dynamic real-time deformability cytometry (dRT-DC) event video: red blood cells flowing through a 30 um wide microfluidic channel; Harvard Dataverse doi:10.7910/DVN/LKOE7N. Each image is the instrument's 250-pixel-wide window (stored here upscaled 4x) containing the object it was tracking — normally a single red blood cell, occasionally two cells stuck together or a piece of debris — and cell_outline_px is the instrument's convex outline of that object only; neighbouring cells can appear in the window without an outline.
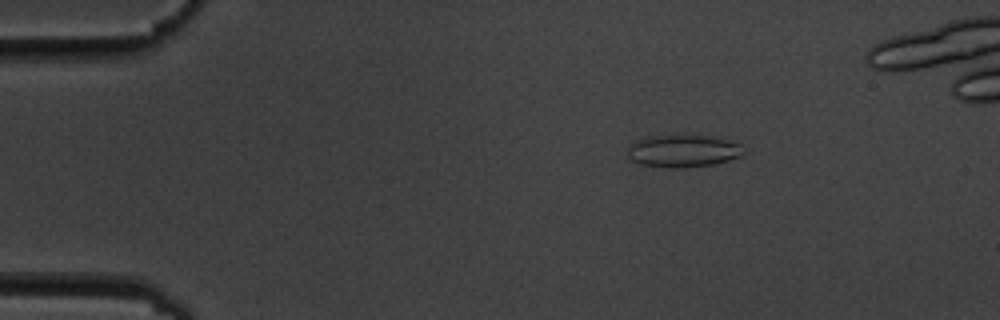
{"species": "common noctule bat (a hibernating species)", "species_latin": "Nyctalus noctula", "temperature_condition": "cold", "stored_images_in_passage": 3, "camera_frame_rate_fps": 3000, "um_per_image_px": 0.085, "animal": {"sex": "male", "body_mass_g": 19.5, "forearm_length_mm": 54.6}, "frame": {"image": 1, "passage_image": 1, "time_ms": 0.0, "image_size_px": [1000, 320], "cell_outline_px": [[744, 152], [740, 156], [728, 160], [712, 164], [684, 168], [672, 168], [640, 164], [632, 160], [628, 156], [628, 148], [636, 140], [652, 136], [704, 136], [728, 140], [740, 144]], "centroid_in_image_um": [58.05, 12.85], "position_along_channel_um": 27.0, "area_um2": 21.44}}